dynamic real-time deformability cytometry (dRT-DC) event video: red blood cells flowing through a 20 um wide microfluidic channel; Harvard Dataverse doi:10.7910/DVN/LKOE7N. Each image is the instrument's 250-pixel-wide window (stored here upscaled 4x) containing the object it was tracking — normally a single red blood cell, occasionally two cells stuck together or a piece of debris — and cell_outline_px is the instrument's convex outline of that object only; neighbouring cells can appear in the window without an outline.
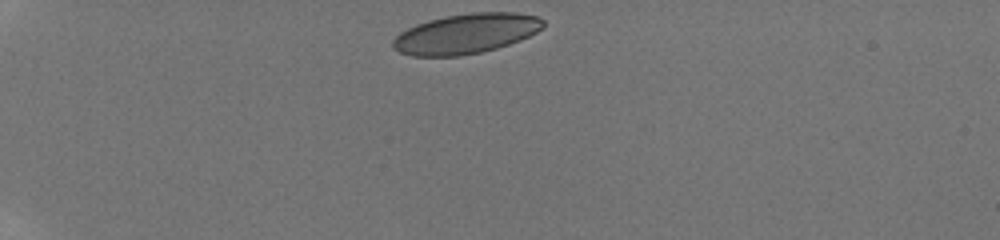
{"species": "human", "species_latin": "Homo sapiens", "temperature_condition": "room temperature", "stored_images_in_passage": 28, "camera_frame_rate_fps": 3000, "um_per_image_px": 0.085, "donor": {"sex": "male"}, "frame": {"image": 1, "passage_image": 1, "time_ms": 0.0, "image_size_px": [1000, 240], "cell_outline_px": [[544, 24], [536, 32], [520, 40], [496, 48], [480, 52], [460, 56], [412, 56], [400, 52], [392, 48], [392, 40], [400, 32], [416, 24], [428, 20], [448, 16], [472, 12], [516, 12], [536, 16], [544, 20]], "centroid_in_image_um": [39.58, 2.86], "position_along_channel_um": 45.4, "area_um2": 34.85}}
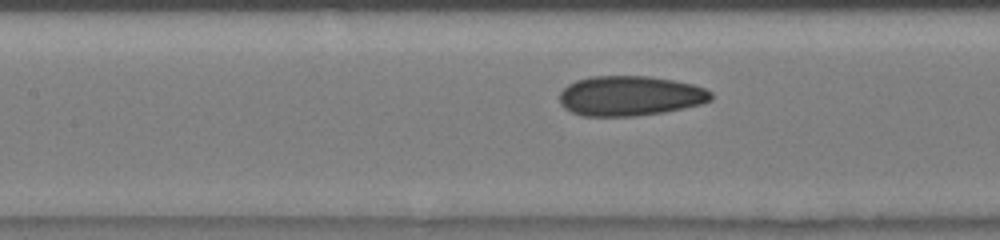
{"frame": {"image": 2, "passage_image": 23, "time_ms": 4.333, "image_size_px": [1000, 240], "cell_outline_px": [[712, 100], [700, 104], [684, 108], [664, 112], [636, 116], [584, 116], [572, 112], [564, 108], [560, 104], [560, 92], [568, 84], [576, 80], [592, 76], [648, 76], [672, 80], [692, 84], [704, 88], [712, 92]], "centroid_in_image_um": [53.54, 8.15], "position_along_channel_um": 153.9, "area_um2": 35.32}}
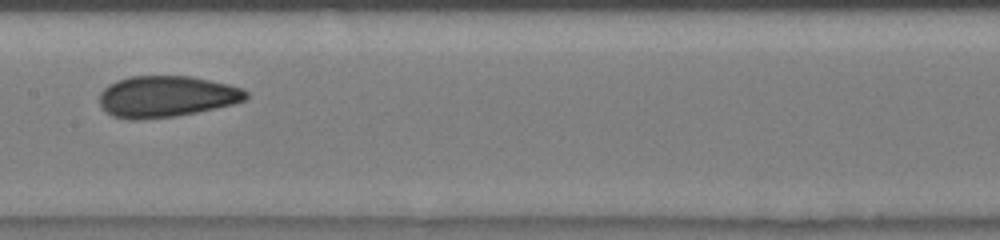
{"frame": {"image": 3, "passage_image": 27, "time_ms": 5.333, "image_size_px": [1000, 240], "cell_outline_px": [[248, 96], [244, 100], [232, 104], [216, 108], [176, 116], [144, 120], [128, 120], [112, 116], [100, 104], [100, 92], [108, 84], [116, 80], [128, 76], [192, 76], [228, 84], [244, 88], [248, 92]], "centroid_in_image_um": [14.13, 8.2], "position_along_channel_um": 193.3, "area_um2": 35.55}}